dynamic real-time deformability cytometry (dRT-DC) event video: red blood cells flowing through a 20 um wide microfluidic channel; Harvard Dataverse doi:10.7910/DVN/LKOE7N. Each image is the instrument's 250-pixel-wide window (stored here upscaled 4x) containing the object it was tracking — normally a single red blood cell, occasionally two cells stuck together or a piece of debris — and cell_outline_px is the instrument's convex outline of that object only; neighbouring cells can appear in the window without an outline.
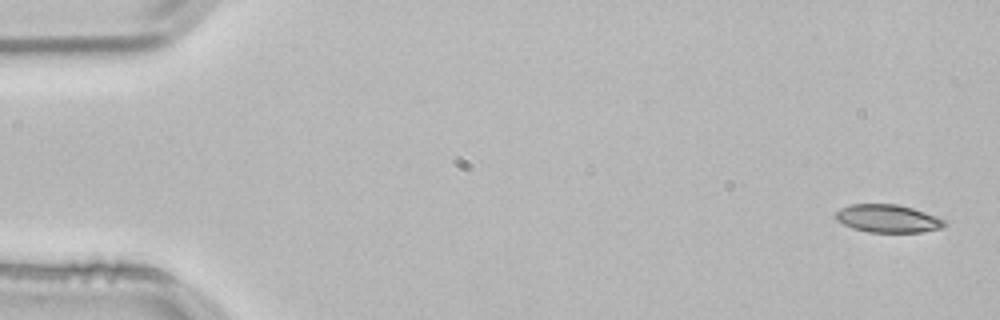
{"species": "common noctule bat (a hibernating species)", "species_latin": "Nyctalus noctula", "temperature_condition": "room temperature", "stored_images_in_passage": 13, "camera_frame_rate_fps": 3000, "um_per_image_px": 0.085, "animal": {"sex": "male", "body_mass_g": 21.5, "forearm_length_mm": 52.0}, "frame": {"image": 1, "passage_image": 1, "time_ms": 0.0, "image_size_px": [1000, 320], "cell_outline_px": [[948, 224], [944, 228], [920, 232], [868, 232], [852, 228], [836, 220], [836, 212], [840, 208], [852, 204], [896, 204], [912, 208], [936, 216], [944, 220]], "centroid_in_image_um": [75.48, 18.58], "position_along_channel_um": 9.5, "area_um2": 17.69}}